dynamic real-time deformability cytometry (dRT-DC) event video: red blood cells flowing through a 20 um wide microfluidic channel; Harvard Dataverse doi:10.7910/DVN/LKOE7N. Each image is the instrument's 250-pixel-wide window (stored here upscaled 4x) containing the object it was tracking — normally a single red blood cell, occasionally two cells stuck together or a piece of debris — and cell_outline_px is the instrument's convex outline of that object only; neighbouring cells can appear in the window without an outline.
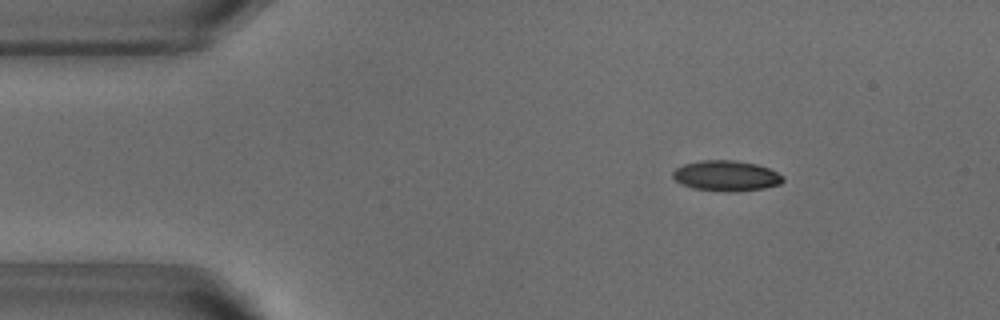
{"species": "common noctule bat (a hibernating species)", "species_latin": "Nyctalus noctula", "temperature_condition": "warm", "stored_images_in_passage": 52, "camera_frame_rate_fps": 3000, "um_per_image_px": 0.085, "animal": {"sex": "male", "body_mass_g": 18.8}, "frame": {"image": 1, "passage_image": 7, "time_ms": 2.0, "image_size_px": [1000, 320], "cell_outline_px": [[784, 180], [780, 184], [764, 188], [736, 192], [732, 192], [692, 188], [680, 184], [672, 176], [672, 172], [676, 168], [684, 164], [700, 160], [736, 160], [756, 164], [768, 168], [784, 176]], "centroid_in_image_um": [61.72, 14.94], "position_along_channel_um": 23.3, "area_um2": 19.65}}
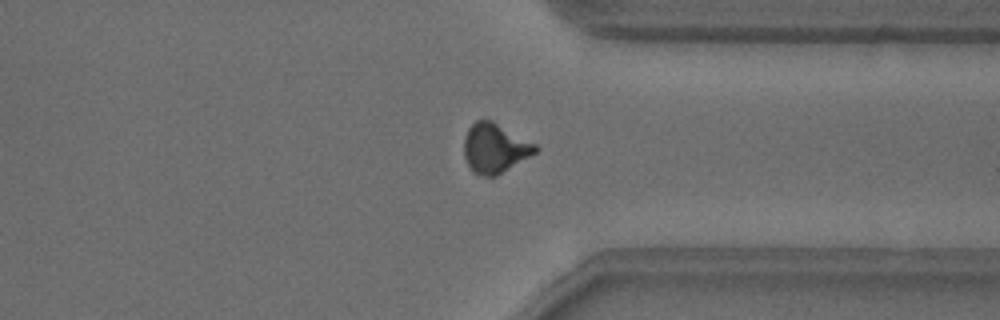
{"frame": {"image": 2, "passage_image": 39, "time_ms": 12.667, "image_size_px": [1000, 320], "cell_outline_px": [[540, 148], [536, 152], [496, 176], [484, 176], [472, 172], [464, 156], [464, 136], [468, 128], [476, 120], [492, 120], [536, 144]], "centroid_in_image_um": [42.04, 12.58], "position_along_channel_um": 369.4, "area_um2": 20.52}}
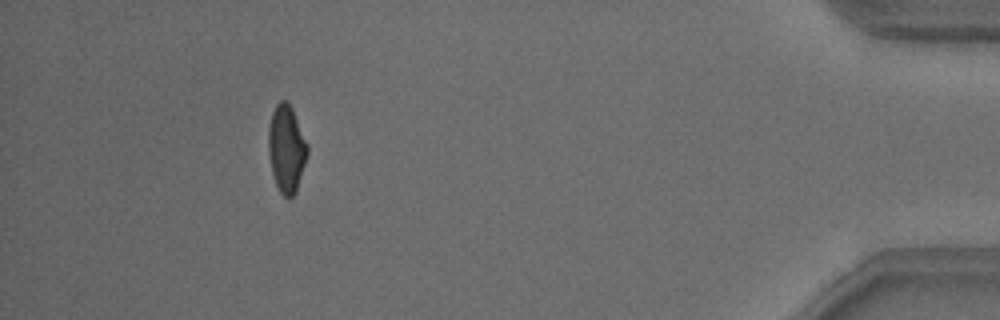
{"frame": {"image": 3, "passage_image": 47, "time_ms": 15.333, "image_size_px": [1000, 320], "cell_outline_px": [[308, 152], [296, 192], [288, 200], [280, 192], [276, 184], [272, 172], [268, 152], [268, 128], [272, 112], [276, 104], [280, 100], [288, 100], [292, 108], [308, 144]], "centroid_in_image_um": [24.34, 12.62], "position_along_channel_um": 410.9, "area_um2": 19.94}, "authors_computed_cell_mechanics": {"area_um2": 19.9121, "velocity_mm_per_s": 3.8372, "shape_relaxation_time_tau1_ms": 4.7615, "shape_relaxation_time_tau2_ms": 1.2451, "deformation_change_tau1": 0.1493, "deformation_change_tau2": 0.0688}}